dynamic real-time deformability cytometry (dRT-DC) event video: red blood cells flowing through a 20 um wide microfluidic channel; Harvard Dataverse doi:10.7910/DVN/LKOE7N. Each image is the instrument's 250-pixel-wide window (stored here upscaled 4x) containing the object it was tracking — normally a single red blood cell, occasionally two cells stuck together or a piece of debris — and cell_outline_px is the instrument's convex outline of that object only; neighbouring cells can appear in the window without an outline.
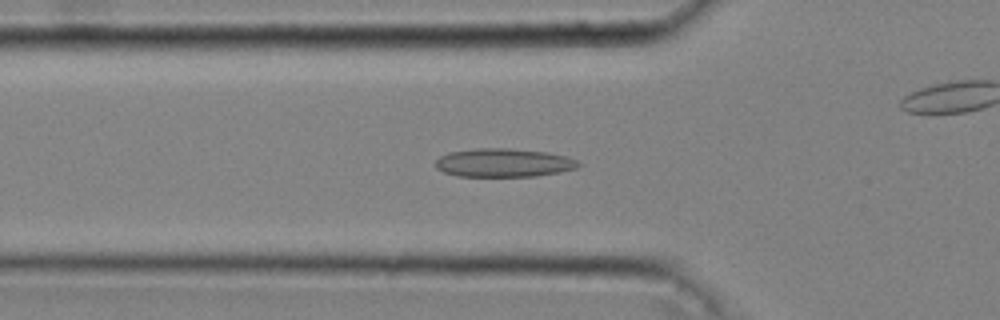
{"species": "common noctule bat (a hibernating species)", "species_latin": "Nyctalus noctula", "temperature_condition": "cold", "stored_images_in_passage": 38, "camera_frame_rate_fps": 3000, "um_per_image_px": 0.085, "animal": {"sex": "male", "body_mass_g": 20.4}, "frame": {"image": 1, "passage_image": 14, "time_ms": 4.333, "image_size_px": [1000, 320], "cell_outline_px": [[584, 164], [576, 168], [560, 172], [536, 176], [456, 176], [444, 172], [436, 168], [436, 160], [440, 156], [448, 152], [476, 148], [508, 148], [548, 152], [564, 156], [576, 160]], "centroid_in_image_um": [42.81, 13.83], "position_along_channel_um": 83.0, "area_um2": 23.81}}
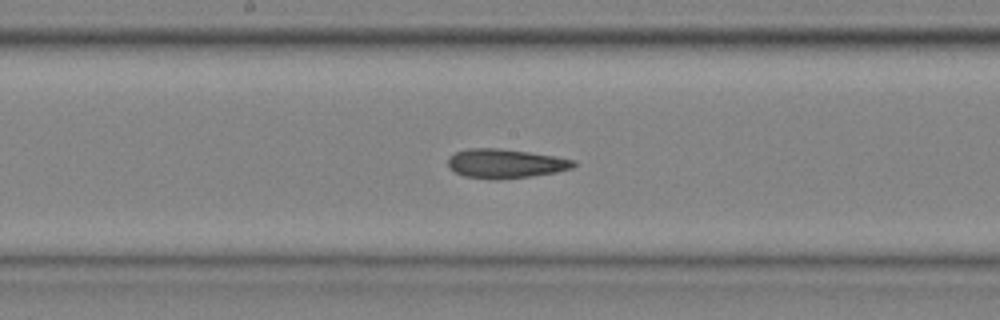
{"frame": {"image": 2, "passage_image": 23, "time_ms": 7.333, "image_size_px": [1000, 320], "cell_outline_px": [[576, 164], [572, 168], [556, 172], [532, 176], [496, 180], [488, 180], [464, 176], [448, 168], [448, 156], [456, 152], [468, 148], [496, 148], [528, 152], [556, 156], [572, 160]], "centroid_in_image_um": [42.91, 13.91], "position_along_channel_um": 205.3, "area_um2": 21.44}}
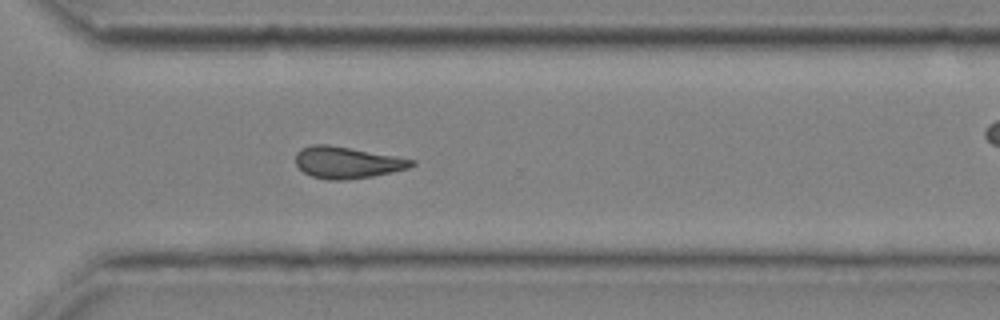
{"frame": {"image": 3, "passage_image": 33, "time_ms": 10.667, "image_size_px": [1000, 320], "cell_outline_px": [[416, 164], [408, 168], [392, 172], [372, 176], [340, 180], [328, 180], [312, 176], [304, 172], [296, 164], [296, 152], [300, 148], [312, 144], [328, 144], [396, 156], [416, 160]], "centroid_in_image_um": [29.49, 13.8], "position_along_channel_um": 341.1, "area_um2": 21.33}}